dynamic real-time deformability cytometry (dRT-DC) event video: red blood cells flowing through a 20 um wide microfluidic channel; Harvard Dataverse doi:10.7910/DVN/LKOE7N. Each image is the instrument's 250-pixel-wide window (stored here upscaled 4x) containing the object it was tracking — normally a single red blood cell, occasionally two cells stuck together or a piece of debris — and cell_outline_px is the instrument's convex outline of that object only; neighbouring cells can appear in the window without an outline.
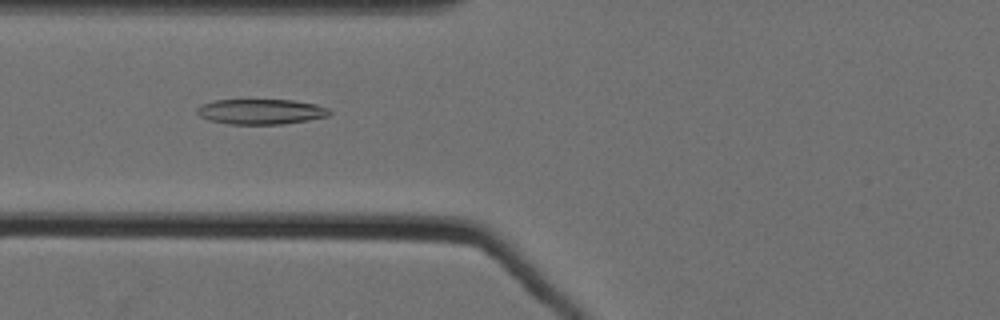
{"species": "Egyptian fruit bat (a non-hibernating species)", "species_latin": "Rousettus aegyptiacus", "temperature_condition": "cold", "stored_images_in_passage": 50, "camera_frame_rate_fps": 3000, "um_per_image_px": 0.085, "animal": {"sex": "female"}, "frame": {"image": 1, "passage_image": 17, "time_ms": 5.333, "image_size_px": [1000, 320], "cell_outline_px": [[332, 112], [328, 116], [308, 120], [284, 124], [228, 124], [208, 120], [200, 116], [196, 112], [196, 108], [200, 104], [216, 100], [292, 100], [316, 104], [328, 108]], "centroid_in_image_um": [22.16, 9.49], "position_along_channel_um": 103.6, "area_um2": 19.59}}
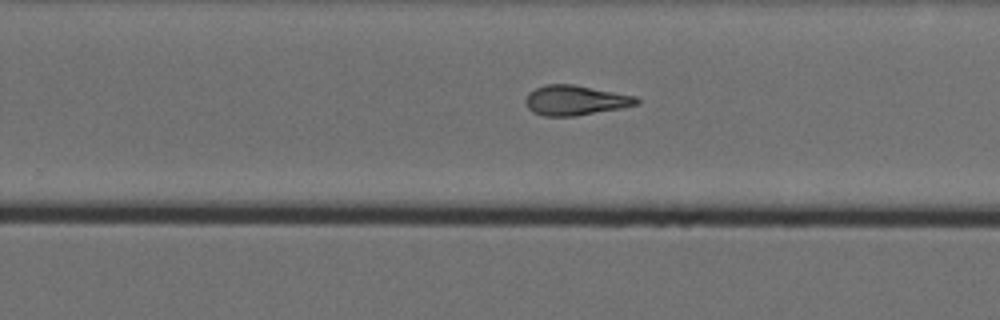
{"frame": {"image": 2, "passage_image": 32, "time_ms": 10.333, "image_size_px": [1000, 320], "cell_outline_px": [[640, 104], [624, 108], [572, 116], [544, 116], [532, 112], [524, 104], [524, 100], [528, 92], [536, 88], [548, 84], [572, 84], [636, 96], [640, 100]], "centroid_in_image_um": [48.9, 8.53], "position_along_channel_um": 280.9, "area_um2": 19.48}}
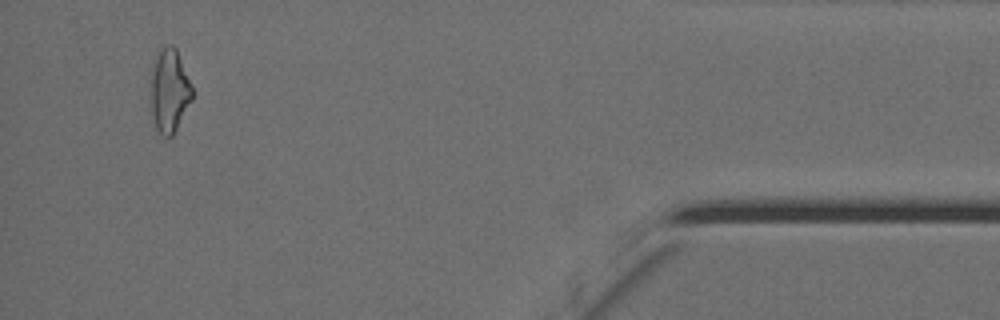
{"frame": {"image": 3, "passage_image": 48, "time_ms": 15.667, "image_size_px": [1000, 320], "cell_outline_px": [[196, 92], [192, 100], [172, 136], [160, 136], [152, 120], [148, 100], [152, 64], [156, 52], [168, 44], [172, 44], [176, 48]], "centroid_in_image_um": [14.37, 7.7], "position_along_channel_um": 420.8, "area_um2": 21.27}, "authors_computed_cell_mechanics": {"area_um2": 19.6231, "velocity_mm_per_s": 3.5403, "shape_relaxation_time_tau1_ms": 8.8814, "shape_relaxation_time_tau2_ms": 4.5133, "deformation_change_tau1": 0.2065, "deformation_change_tau2": 0.1393}}